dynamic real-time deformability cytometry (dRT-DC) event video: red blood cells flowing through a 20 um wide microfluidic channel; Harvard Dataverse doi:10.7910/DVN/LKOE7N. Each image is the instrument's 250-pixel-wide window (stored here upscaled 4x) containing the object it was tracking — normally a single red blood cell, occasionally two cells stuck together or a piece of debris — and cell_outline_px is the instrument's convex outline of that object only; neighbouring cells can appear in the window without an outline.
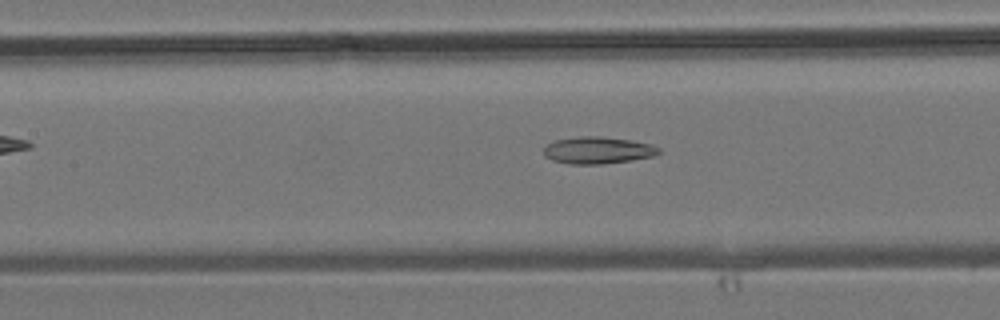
{"species": "common noctule bat (a hibernating species)", "species_latin": "Nyctalus noctula", "temperature_condition": "room temperature", "stored_images_in_passage": 44, "camera_frame_rate_fps": 3000, "um_per_image_px": 0.085, "animal": {"sex": "male", "body_mass_g": 19.2, "forearm_length_mm": 51.8}, "frame": {"image": 1, "passage_image": 19, "time_ms": 6.0, "image_size_px": [1000, 320], "cell_outline_px": [[660, 152], [652, 156], [632, 160], [600, 164], [568, 164], [552, 160], [544, 156], [544, 148], [548, 144], [556, 140], [576, 136], [600, 136], [628, 140], [652, 144], [660, 148]], "centroid_in_image_um": [50.79, 12.77], "position_along_channel_um": 156.6, "area_um2": 18.03}}
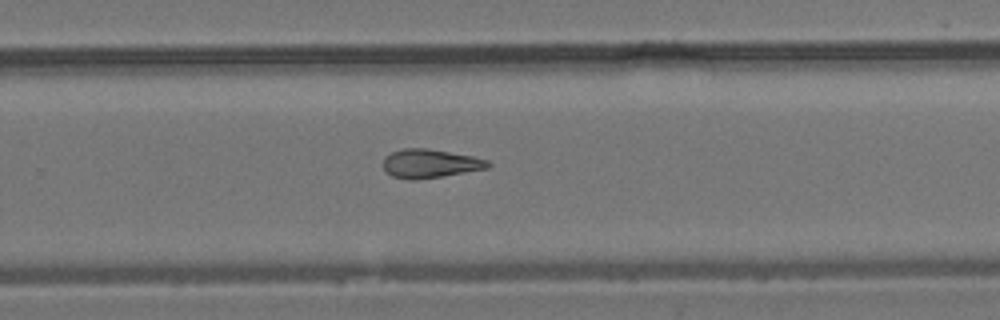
{"frame": {"image": 2, "passage_image": 28, "time_ms": 9.0, "image_size_px": [1000, 320], "cell_outline_px": [[492, 164], [488, 168], [416, 180], [408, 180], [392, 176], [384, 168], [384, 156], [392, 152], [404, 148], [428, 148], [472, 156], [488, 160]], "centroid_in_image_um": [36.55, 13.89], "position_along_channel_um": 293.3, "area_um2": 17.4}}
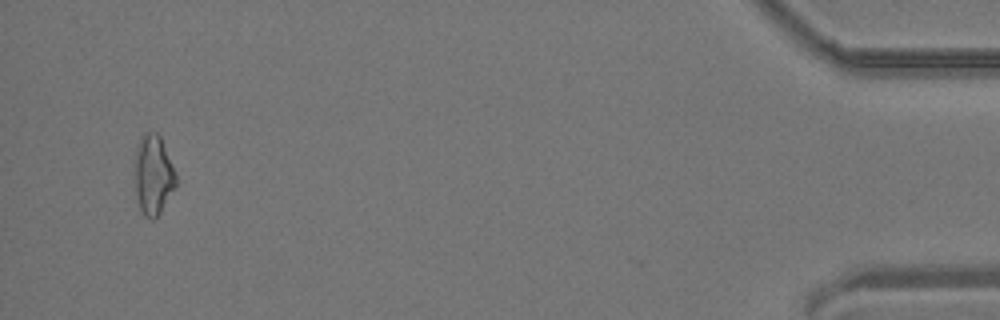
{"frame": {"image": 3, "passage_image": 42, "time_ms": 13.667, "image_size_px": [1000, 320], "cell_outline_px": [[176, 184], [160, 212], [152, 220], [144, 216], [140, 208], [136, 192], [132, 168], [136, 144], [140, 136], [144, 132], [156, 132], [160, 136], [176, 176]], "centroid_in_image_um": [12.95, 14.81], "position_along_channel_um": 422.2, "area_um2": 19.31}}